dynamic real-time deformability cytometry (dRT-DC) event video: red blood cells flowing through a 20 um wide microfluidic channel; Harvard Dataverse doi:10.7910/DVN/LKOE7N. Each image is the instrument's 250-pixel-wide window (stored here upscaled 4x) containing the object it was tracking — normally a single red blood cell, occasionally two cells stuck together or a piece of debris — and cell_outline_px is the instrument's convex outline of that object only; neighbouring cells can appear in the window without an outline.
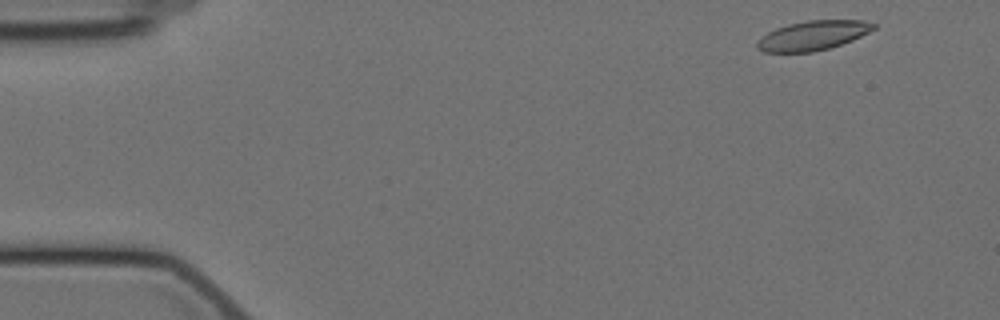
{"species": "Egyptian fruit bat (a non-hibernating species)", "species_latin": "Rousettus aegyptiacus", "temperature_condition": "cold", "stored_images_in_passage": 55, "camera_frame_rate_fps": 3000, "um_per_image_px": 0.085, "animal": {"sex": "female"}, "frame": {"image": 1, "passage_image": 2, "time_ms": 0.333, "image_size_px": [1000, 320], "cell_outline_px": [[876, 28], [852, 40], [828, 48], [812, 52], [764, 52], [756, 48], [756, 44], [768, 32], [776, 28], [788, 24], [808, 20], [864, 20], [876, 24]], "centroid_in_image_um": [69.1, 3.01], "position_along_channel_um": 15.9, "area_um2": 19.77}}
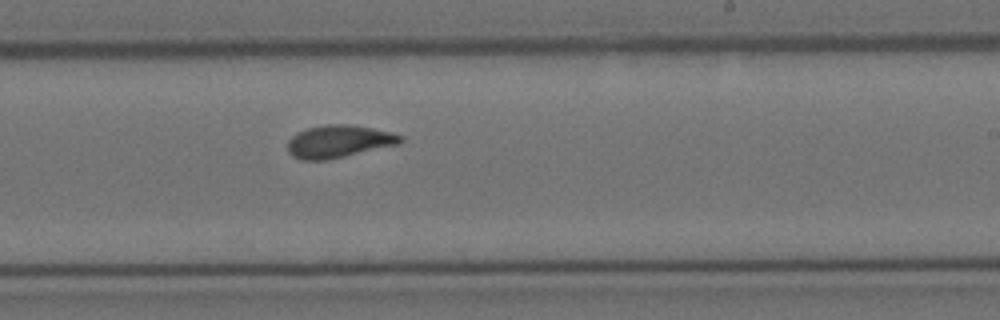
{"frame": {"image": 2, "passage_image": 32, "time_ms": 10.333, "image_size_px": [1000, 320], "cell_outline_px": [[404, 140], [400, 144], [328, 160], [300, 160], [292, 156], [288, 152], [288, 140], [296, 132], [308, 128], [324, 124], [352, 124], [392, 132], [404, 136]], "centroid_in_image_um": [28.81, 12.02], "position_along_channel_um": 260.2, "area_um2": 21.73}}
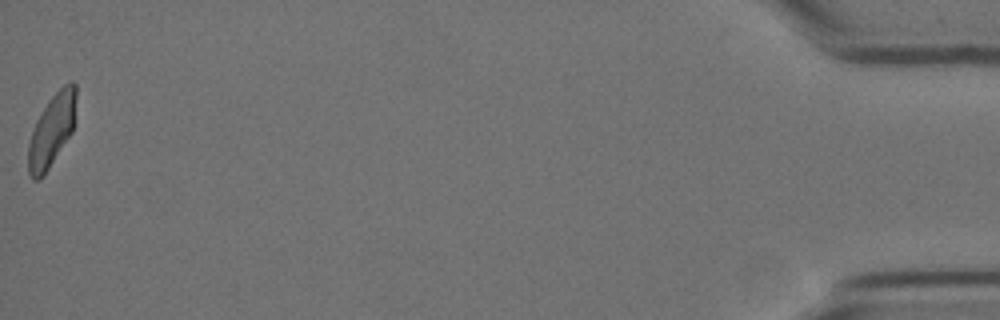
{"frame": {"image": 3, "passage_image": 55, "time_ms": 18.0, "image_size_px": [1000, 320], "cell_outline_px": [[76, 96], [72, 132], [44, 176], [40, 180], [32, 180], [28, 172], [28, 144], [36, 120], [48, 100], [64, 84], [72, 80], [76, 84]], "centroid_in_image_um": [4.38, 11.1], "position_along_channel_um": 430.8, "area_um2": 20.17}, "authors_computed_cell_mechanics": {"area_um2": 20.9236, "velocity_mm_per_s": 3.4958, "shape_relaxation_time_tau1_ms": null, "shape_relaxation_time_tau2_ms": 1.6258, "deformation_change_tau1": null, "deformation_change_tau2": 0.0841}}